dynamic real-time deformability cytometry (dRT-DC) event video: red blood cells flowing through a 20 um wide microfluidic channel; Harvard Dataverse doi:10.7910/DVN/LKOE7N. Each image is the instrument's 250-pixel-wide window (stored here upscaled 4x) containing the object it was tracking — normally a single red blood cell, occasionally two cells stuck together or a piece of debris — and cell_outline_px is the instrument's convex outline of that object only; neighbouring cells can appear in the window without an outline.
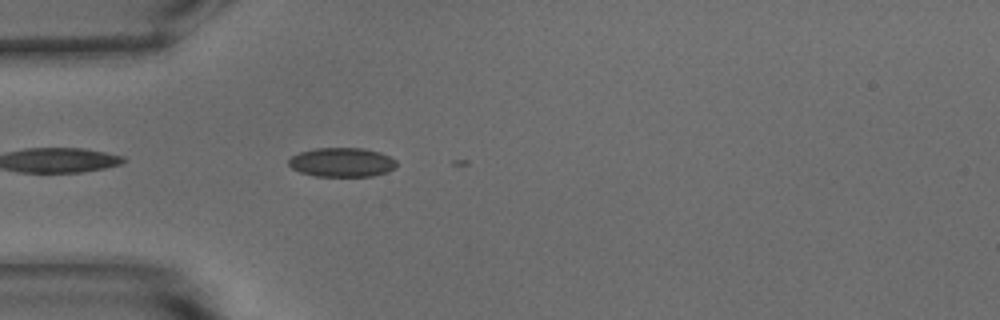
{"species": "common noctule bat (a hibernating species)", "species_latin": "Nyctalus noctula", "temperature_condition": "warm", "stored_images_in_passage": 5, "camera_frame_rate_fps": 3000, "um_per_image_px": 0.085, "animal": {"sex": "male", "body_mass_g": 15.6}, "frame": {"image": 1, "passage_image": 3, "time_ms": 0.667, "image_size_px": [1000, 320], "cell_outline_px": [[396, 168], [388, 172], [372, 176], [316, 176], [300, 172], [292, 168], [288, 164], [288, 160], [292, 156], [300, 152], [316, 148], [364, 148], [380, 152], [396, 160]], "centroid_in_image_um": [29.07, 13.79], "position_along_channel_um": 55.9, "area_um2": 18.38}}